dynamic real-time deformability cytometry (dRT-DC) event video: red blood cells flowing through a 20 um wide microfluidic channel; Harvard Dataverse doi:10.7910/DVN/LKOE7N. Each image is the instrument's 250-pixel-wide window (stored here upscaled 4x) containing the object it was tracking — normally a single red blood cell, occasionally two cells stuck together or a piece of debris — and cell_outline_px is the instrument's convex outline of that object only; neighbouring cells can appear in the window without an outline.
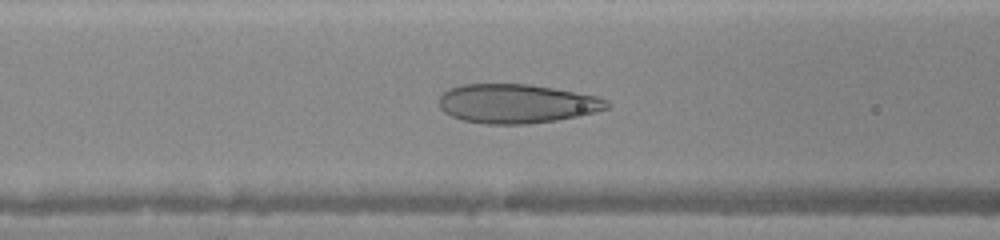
{"species": "human", "species_latin": "Homo sapiens", "temperature_condition": "warm", "stored_images_in_passage": 32, "camera_frame_rate_fps": 3000, "um_per_image_px": 0.085, "donor": {"sex": "female"}, "frame": {"image": 1, "passage_image": 10, "time_ms": 3.0, "image_size_px": [1000, 240], "cell_outline_px": [[612, 104], [608, 108], [596, 112], [556, 120], [528, 124], [484, 124], [464, 120], [452, 116], [444, 112], [440, 108], [440, 96], [448, 88], [464, 84], [528, 84], [600, 96], [608, 100]], "centroid_in_image_um": [43.94, 8.81], "position_along_channel_um": 122.7, "area_um2": 38.32}}
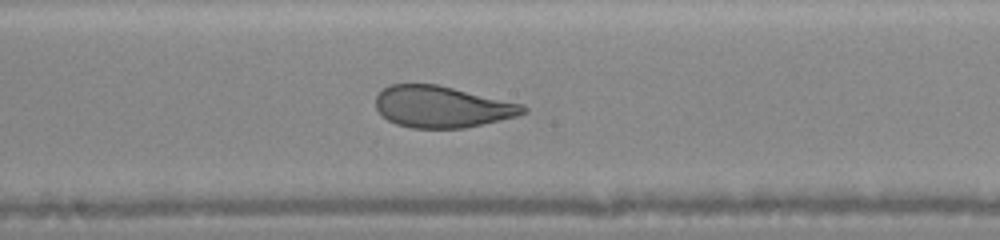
{"frame": {"image": 2, "passage_image": 16, "time_ms": 5.0, "image_size_px": [1000, 240], "cell_outline_px": [[528, 112], [516, 116], [464, 128], [412, 128], [396, 124], [388, 120], [376, 108], [376, 96], [388, 84], [436, 84], [524, 104], [528, 108]], "centroid_in_image_um": [37.58, 9.07], "position_along_channel_um": 210.6, "area_um2": 35.55}}
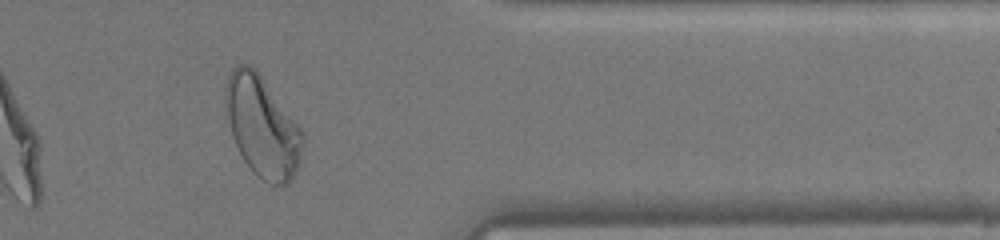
{"frame": {"image": 3, "passage_image": 29, "time_ms": 9.333, "image_size_px": [1000, 240], "cell_outline_px": [[304, 140], [300, 160], [288, 184], [272, 184], [264, 180], [252, 172], [244, 160], [232, 136], [224, 104], [224, 84], [232, 68], [236, 64], [248, 64], [260, 76], [304, 132]], "centroid_in_image_um": [22.26, 10.75], "position_along_channel_um": 389.1, "area_um2": 44.68}}